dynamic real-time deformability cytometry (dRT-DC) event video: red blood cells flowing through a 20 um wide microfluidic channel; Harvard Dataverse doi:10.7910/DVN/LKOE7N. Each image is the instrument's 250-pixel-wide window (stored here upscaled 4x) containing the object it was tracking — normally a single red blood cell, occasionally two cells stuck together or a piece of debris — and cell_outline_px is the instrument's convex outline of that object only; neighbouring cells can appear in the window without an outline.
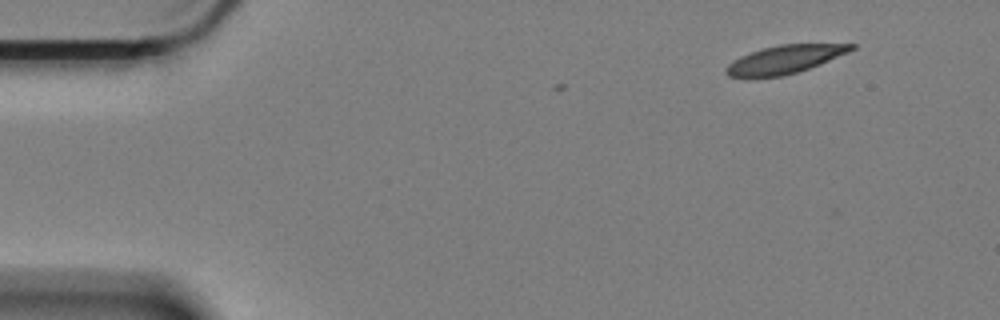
{"species": "Egyptian fruit bat (a non-hibernating species)", "species_latin": "Rousettus aegyptiacus", "temperature_condition": "cold", "stored_images_in_passage": 3, "camera_frame_rate_fps": 3000, "um_per_image_px": 0.085, "animal": {"sex": "female"}, "frame": {"image": 1, "passage_image": 3, "time_ms": 0.667, "image_size_px": [1000, 320], "cell_outline_px": [[856, 48], [848, 52], [820, 64], [784, 76], [748, 80], [728, 76], [724, 72], [724, 68], [728, 64], [740, 56], [764, 48], [780, 44], [856, 44]], "centroid_in_image_um": [66.61, 5.1], "position_along_channel_um": 18.4, "area_um2": 20.92}}